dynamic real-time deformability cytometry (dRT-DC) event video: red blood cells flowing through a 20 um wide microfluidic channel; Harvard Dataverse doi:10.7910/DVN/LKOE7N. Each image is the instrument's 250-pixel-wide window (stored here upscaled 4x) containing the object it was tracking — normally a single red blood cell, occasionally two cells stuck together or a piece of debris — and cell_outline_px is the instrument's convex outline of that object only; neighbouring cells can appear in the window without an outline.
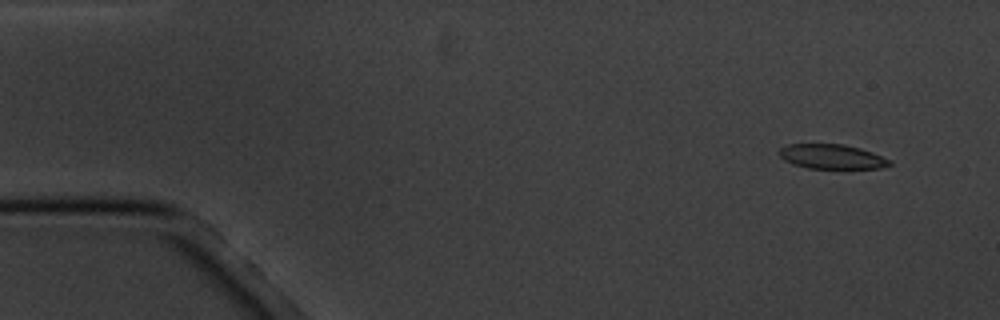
{"species": "common noctule bat (a hibernating species)", "species_latin": "Nyctalus noctula", "temperature_condition": "cold", "stored_images_in_passage": 9, "camera_frame_rate_fps": 3000, "um_per_image_px": 0.085, "animal": {"sex": "male", "body_mass_g": 20.1, "forearm_length_mm": 53.5}, "frame": {"image": 1, "passage_image": 1, "time_ms": 0.0, "image_size_px": [1000, 320], "cell_outline_px": [[892, 164], [880, 168], [808, 168], [792, 164], [784, 160], [780, 156], [780, 148], [788, 144], [844, 144], [860, 148], [872, 152], [892, 160]], "centroid_in_image_um": [70.72, 13.31], "position_along_channel_um": 14.3, "area_um2": 15.78}}
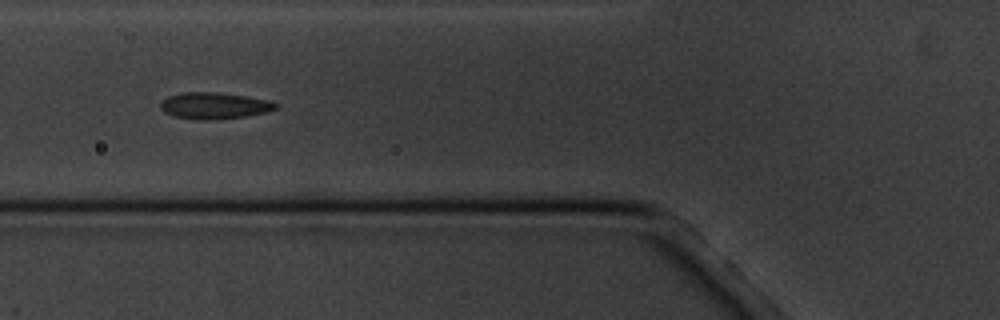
{"frame": {"image": 2, "passage_image": 6, "time_ms": 5.667, "image_size_px": [1000, 320], "cell_outline_px": [[280, 108], [264, 112], [244, 116], [204, 120], [196, 120], [172, 116], [164, 112], [160, 108], [160, 100], [168, 96], [184, 92], [216, 92], [244, 96], [268, 100], [280, 104]], "centroid_in_image_um": [18.17, 8.98], "position_along_channel_um": 107.6, "area_um2": 17.8}}
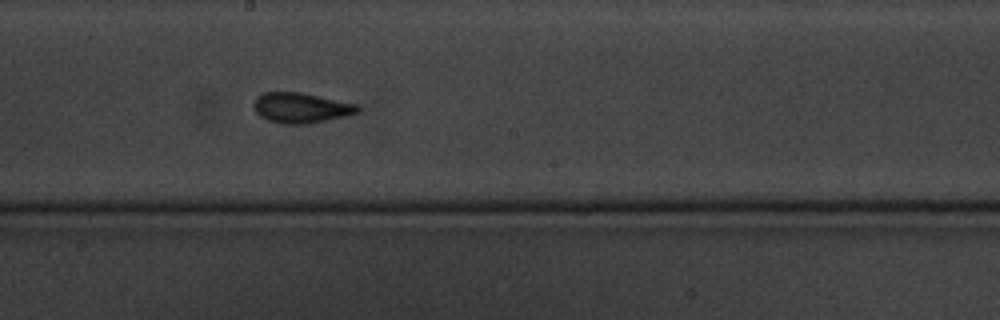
{"frame": {"image": 3, "passage_image": 9, "time_ms": 9.0, "image_size_px": [1000, 320], "cell_outline_px": [[360, 108], [356, 112], [344, 116], [308, 124], [284, 124], [268, 120], [260, 116], [256, 112], [256, 96], [264, 92], [300, 92], [356, 104]], "centroid_in_image_um": [25.56, 9.16], "position_along_channel_um": 222.6, "area_um2": 17.92}}